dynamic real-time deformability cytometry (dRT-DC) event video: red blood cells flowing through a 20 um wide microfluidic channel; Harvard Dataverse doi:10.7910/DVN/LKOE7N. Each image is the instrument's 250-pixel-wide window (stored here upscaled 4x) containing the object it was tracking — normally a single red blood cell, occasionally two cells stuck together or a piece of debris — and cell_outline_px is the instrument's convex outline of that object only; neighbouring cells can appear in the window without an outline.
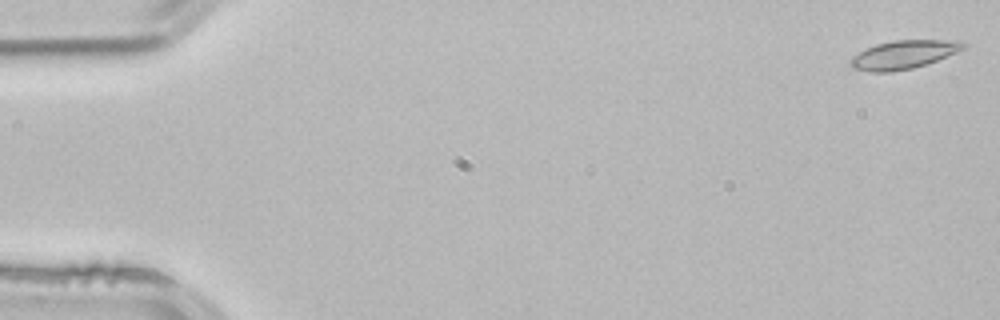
{"species": "common noctule bat (a hibernating species)", "species_latin": "Nyctalus noctula", "temperature_condition": "room temperature", "stored_images_in_passage": 3, "camera_frame_rate_fps": 3000, "um_per_image_px": 0.085, "animal": {"sex": "male", "body_mass_g": 21.5, "forearm_length_mm": 52.0}, "frame": {"image": 1, "passage_image": 1, "time_ms": 0.0, "image_size_px": [1000, 320], "cell_outline_px": [[968, 44], [964, 48], [956, 52], [936, 60], [912, 68], [892, 72], [868, 72], [852, 68], [848, 64], [848, 60], [852, 56], [876, 44], [892, 40], [960, 40]], "centroid_in_image_um": [76.76, 4.64], "position_along_channel_um": 8.2, "area_um2": 18.73}}
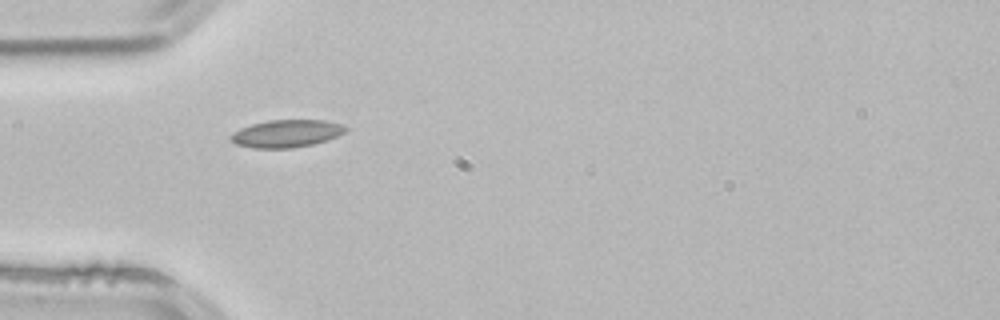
{"frame": {"image": 2, "passage_image": 3, "time_ms": 0.667, "image_size_px": [1000, 320], "cell_outline_px": [[348, 128], [344, 132], [328, 140], [312, 144], [292, 148], [252, 148], [236, 144], [228, 136], [232, 132], [240, 128], [252, 124], [268, 120], [324, 120], [344, 124]], "centroid_in_image_um": [24.34, 11.34], "position_along_channel_um": 60.7, "area_um2": 18.5}}